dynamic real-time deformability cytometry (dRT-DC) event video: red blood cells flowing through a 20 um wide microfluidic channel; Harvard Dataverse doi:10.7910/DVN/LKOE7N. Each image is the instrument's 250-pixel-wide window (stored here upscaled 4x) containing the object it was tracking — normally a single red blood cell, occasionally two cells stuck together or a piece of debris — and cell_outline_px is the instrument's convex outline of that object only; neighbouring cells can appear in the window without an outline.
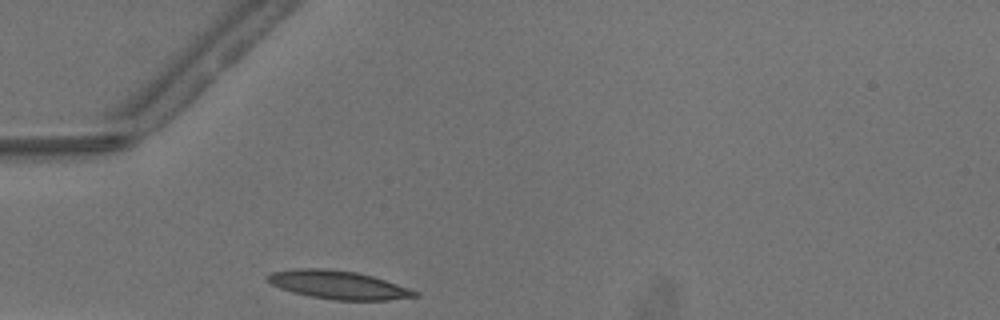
{"species": "common noctule bat (a hibernating species)", "species_latin": "Nyctalus noctula", "temperature_condition": "warm", "stored_images_in_passage": 23, "camera_frame_rate_fps": 3000, "um_per_image_px": 0.085, "animal": {"sex": "male", "body_mass_g": 13.3}, "frame": {"image": 1, "passage_image": 1, "time_ms": 0.0, "image_size_px": [1000, 320], "cell_outline_px": [[420, 296], [388, 300], [336, 300], [312, 296], [292, 292], [280, 288], [272, 284], [264, 276], [272, 272], [292, 268], [324, 268], [356, 272], [372, 276], [420, 292]], "centroid_in_image_um": [28.74, 24.21], "position_along_channel_um": 56.3, "area_um2": 24.22}}
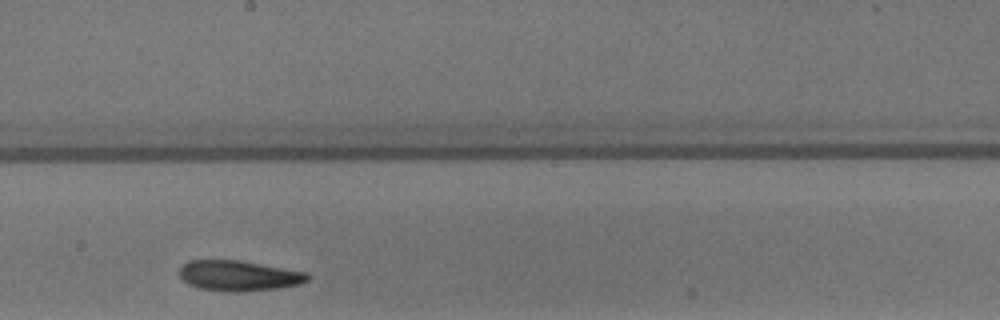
{"frame": {"image": 2, "passage_image": 14, "time_ms": 4.333, "image_size_px": [1000, 320], "cell_outline_px": [[308, 280], [300, 284], [280, 288], [240, 292], [224, 292], [200, 288], [188, 284], [180, 276], [180, 268], [188, 260], [240, 260], [308, 272]], "centroid_in_image_um": [20.31, 23.44], "position_along_channel_um": 227.9, "area_um2": 22.83}}
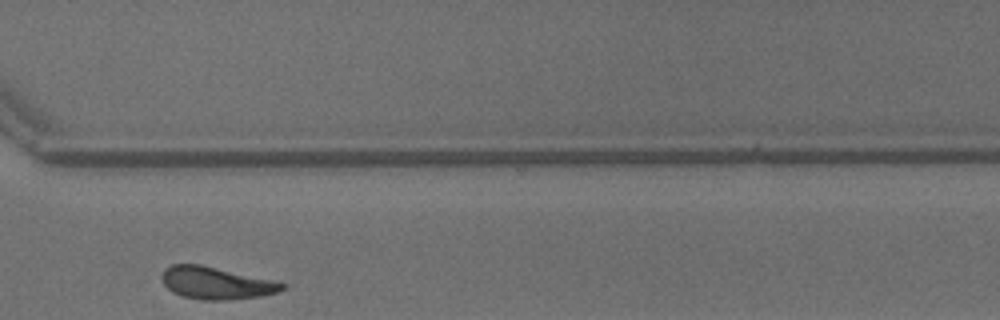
{"frame": {"image": 3, "passage_image": 23, "time_ms": 7.333, "image_size_px": [1000, 320], "cell_outline_px": [[284, 288], [276, 292], [260, 296], [228, 300], [204, 300], [184, 296], [172, 292], [164, 284], [160, 276], [164, 268], [172, 264], [200, 264], [280, 280], [284, 284]], "centroid_in_image_um": [18.39, 24.03], "position_along_channel_um": 352.2, "area_um2": 22.95}}